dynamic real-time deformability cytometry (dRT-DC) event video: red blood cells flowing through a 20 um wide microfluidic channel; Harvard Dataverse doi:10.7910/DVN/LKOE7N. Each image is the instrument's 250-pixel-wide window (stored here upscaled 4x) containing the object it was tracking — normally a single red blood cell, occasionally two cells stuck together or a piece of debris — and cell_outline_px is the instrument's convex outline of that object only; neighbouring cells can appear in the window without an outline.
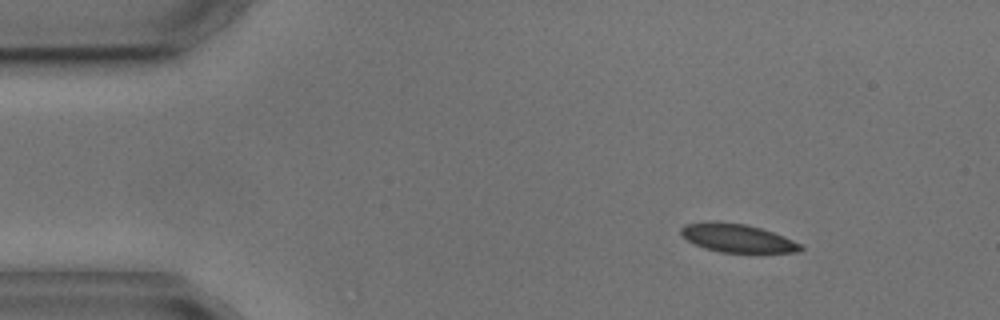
{"species": "common noctule bat (a hibernating species)", "species_latin": "Nyctalus noctula", "temperature_condition": "cold", "stored_images_in_passage": 4, "camera_frame_rate_fps": 3000, "um_per_image_px": 0.085, "animal": {"sex": "male", "body_mass_g": 17.9, "forearm_length_mm": 54.2}, "frame": {"image": 1, "passage_image": 1, "time_ms": 0.0, "image_size_px": [1000, 320], "cell_outline_px": [[804, 248], [800, 252], [720, 252], [704, 248], [688, 240], [680, 232], [680, 228], [684, 224], [708, 220], [744, 224], [760, 228], [784, 236], [800, 244]], "centroid_in_image_um": [62.64, 20.22], "position_along_channel_um": 22.4, "area_um2": 19.65}}